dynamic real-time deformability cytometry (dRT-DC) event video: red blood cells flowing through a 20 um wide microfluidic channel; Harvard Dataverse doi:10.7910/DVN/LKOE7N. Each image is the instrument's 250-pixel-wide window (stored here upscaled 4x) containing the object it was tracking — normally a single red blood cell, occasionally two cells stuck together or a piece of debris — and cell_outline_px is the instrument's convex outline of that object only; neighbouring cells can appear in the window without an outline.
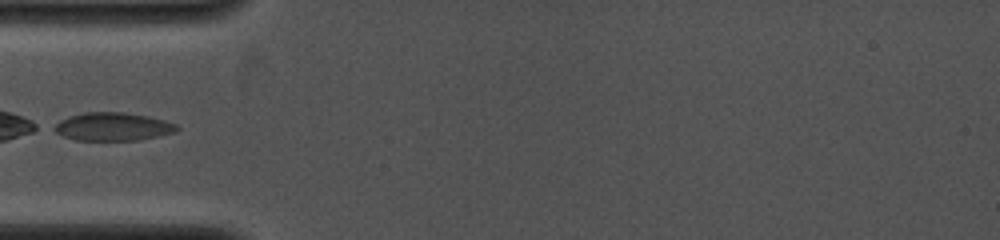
{"species": "common noctule bat (a hibernating species)", "species_latin": "Nyctalus noctula", "temperature_condition": "cold", "stored_images_in_passage": 34, "camera_frame_rate_fps": 4000, "um_per_image_px": 0.085, "animal": {"sex": "female", "body_mass_g": 19.0, "forearm_length_mm": 53.3}, "frame": {"image": 1, "passage_image": 1, "time_ms": 0.0, "image_size_px": [1000, 240], "cell_outline_px": [[180, 128], [176, 132], [136, 140], [76, 140], [64, 136], [48, 128], [52, 124], [68, 116], [84, 112], [124, 112], [148, 116], [164, 120], [176, 124]], "centroid_in_image_um": [9.53, 10.75], "position_along_channel_um": 75.5, "area_um2": 20.29}}